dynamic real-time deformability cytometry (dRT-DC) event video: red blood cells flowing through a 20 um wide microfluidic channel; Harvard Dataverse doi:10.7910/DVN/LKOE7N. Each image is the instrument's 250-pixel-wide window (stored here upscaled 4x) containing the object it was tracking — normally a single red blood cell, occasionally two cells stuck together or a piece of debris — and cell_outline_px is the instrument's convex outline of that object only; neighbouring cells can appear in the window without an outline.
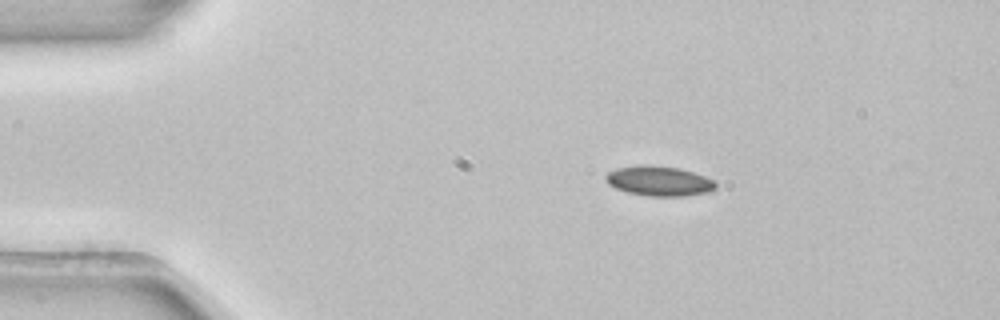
{"species": "common noctule bat (a hibernating species)", "species_latin": "Nyctalus noctula", "temperature_condition": "room temperature", "stored_images_in_passage": 2, "camera_frame_rate_fps": 3000, "um_per_image_px": 0.085, "animal": {"sex": "female", "body_mass_g": 22.7, "forearm_length_mm": 54.2}, "frame": {"image": 1, "passage_image": 1, "time_ms": 0.0, "image_size_px": [1000, 320], "cell_outline_px": [[716, 188], [708, 192], [684, 196], [648, 196], [628, 192], [616, 188], [608, 184], [604, 180], [604, 176], [608, 172], [616, 168], [640, 164], [652, 164], [680, 168], [704, 176], [712, 180], [716, 184]], "centroid_in_image_um": [55.97, 15.37], "position_along_channel_um": 29.0, "area_um2": 19.31}}